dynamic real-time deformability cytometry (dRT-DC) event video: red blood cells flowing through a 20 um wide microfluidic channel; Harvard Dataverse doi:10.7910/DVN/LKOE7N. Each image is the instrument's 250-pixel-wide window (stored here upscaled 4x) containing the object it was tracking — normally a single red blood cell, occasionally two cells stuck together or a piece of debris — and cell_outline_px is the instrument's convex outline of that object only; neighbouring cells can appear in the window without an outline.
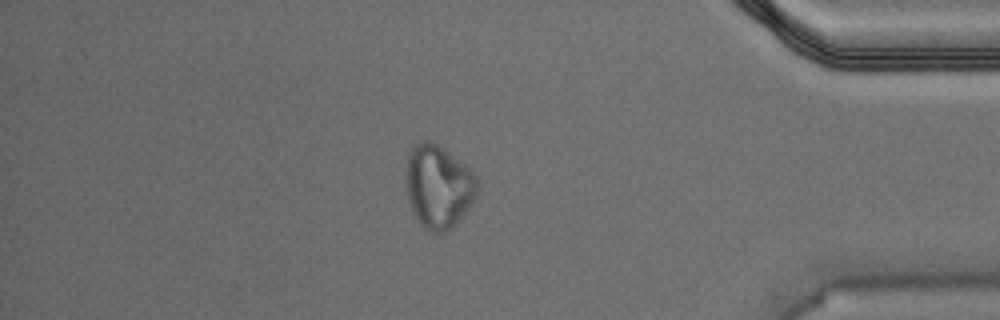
{"species": "Egyptian fruit bat (a non-hibernating species)", "species_latin": "Rousettus aegyptiacus", "temperature_condition": "warm", "stored_images_in_passage": 46, "camera_frame_rate_fps": 3000, "um_per_image_px": 0.085, "animal": {"sex": "male"}, "frame": {"image": 1, "passage_image": 40, "time_ms": 13.0, "image_size_px": [1000, 320], "cell_outline_px": [[480, 184], [476, 196], [472, 204], [448, 232], [428, 232], [420, 224], [412, 212], [404, 188], [404, 168], [408, 156], [412, 148], [416, 144], [424, 140], [428, 140], [436, 144], [468, 168], [476, 176]], "centroid_in_image_um": [37.22, 15.89], "position_along_channel_um": 398.0, "area_um2": 34.97}}